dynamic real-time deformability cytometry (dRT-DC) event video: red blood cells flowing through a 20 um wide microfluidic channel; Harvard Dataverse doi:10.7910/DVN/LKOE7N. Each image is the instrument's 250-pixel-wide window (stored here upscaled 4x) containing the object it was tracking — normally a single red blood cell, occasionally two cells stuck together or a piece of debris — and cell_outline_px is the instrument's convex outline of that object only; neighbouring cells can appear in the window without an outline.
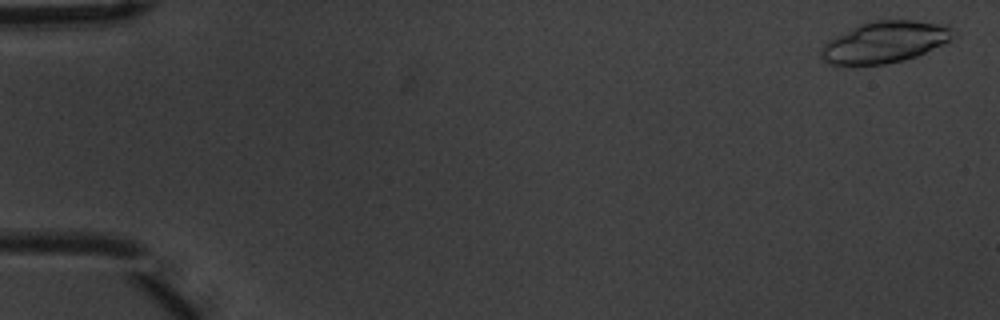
{"species": "common noctule bat (a hibernating species)", "species_latin": "Nyctalus noctula", "temperature_condition": "warm", "stored_images_in_passage": 7, "camera_frame_rate_fps": 3000, "um_per_image_px": 0.085, "animal": {"sex": "male", "body_mass_g": 20.1, "forearm_length_mm": 53.5}, "frame": {"image": 1, "passage_image": 1, "time_ms": 0.0, "image_size_px": [1000, 320], "cell_outline_px": [[956, 36], [916, 56], [904, 60], [884, 64], [852, 68], [828, 64], [820, 56], [820, 52], [824, 44], [828, 40], [856, 24], [872, 20], [912, 20], [948, 24], [956, 32]], "centroid_in_image_um": [75.14, 3.59], "position_along_channel_um": 9.9, "area_um2": 32.71}}